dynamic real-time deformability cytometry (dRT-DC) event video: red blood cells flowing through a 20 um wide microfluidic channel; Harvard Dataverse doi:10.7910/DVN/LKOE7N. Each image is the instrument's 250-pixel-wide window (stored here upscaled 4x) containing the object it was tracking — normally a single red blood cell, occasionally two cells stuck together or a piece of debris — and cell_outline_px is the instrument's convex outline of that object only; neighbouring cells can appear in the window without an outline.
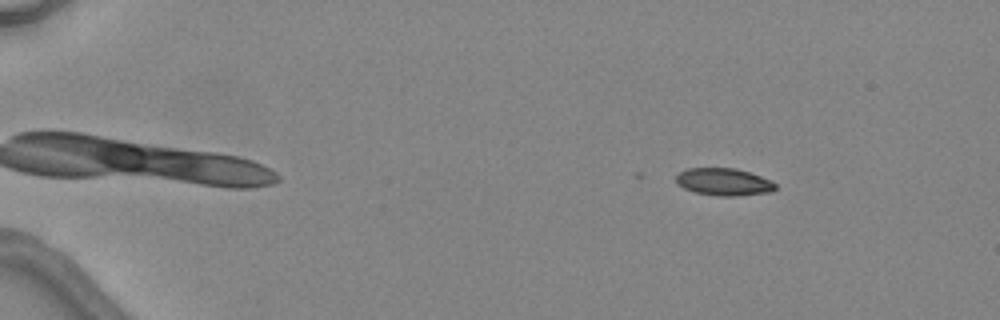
{"species": "common noctule bat (a hibernating species)", "species_latin": "Nyctalus noctula", "temperature_condition": "warm", "stored_images_in_passage": 6, "camera_frame_rate_fps": 3000, "um_per_image_px": 0.085, "animal": {"sex": "female", "body_mass_g": 24.6, "forearm_length_mm": 56.2}, "frame": {"image": 1, "passage_image": 2, "time_ms": 1.0, "image_size_px": [1000, 320], "cell_outline_px": [[776, 188], [772, 192], [736, 196], [716, 196], [696, 192], [684, 188], [676, 180], [676, 176], [680, 172], [688, 168], [736, 168], [772, 180], [776, 184]], "centroid_in_image_um": [61.56, 15.46], "position_along_channel_um": 23.4, "area_um2": 15.78}}
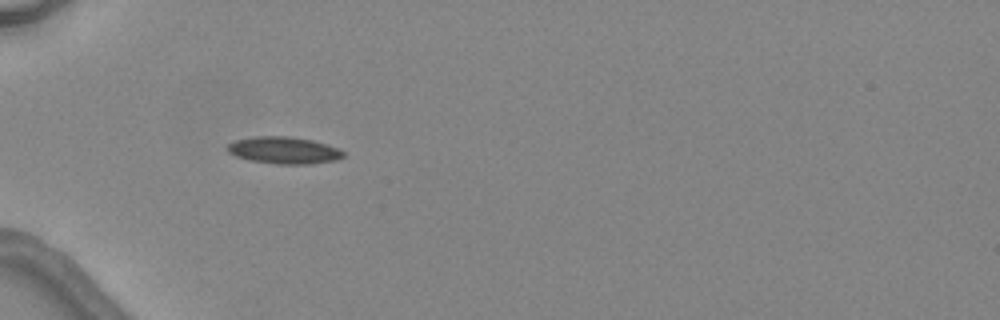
{"frame": {"image": 2, "passage_image": 5, "time_ms": 4.333, "image_size_px": [1000, 320], "cell_outline_px": [[344, 156], [336, 160], [308, 164], [276, 164], [252, 160], [236, 156], [228, 152], [228, 144], [236, 140], [256, 136], [288, 136], [312, 140], [328, 144], [344, 152]], "centroid_in_image_um": [24.15, 12.77], "position_along_channel_um": 60.9, "area_um2": 18.03}}